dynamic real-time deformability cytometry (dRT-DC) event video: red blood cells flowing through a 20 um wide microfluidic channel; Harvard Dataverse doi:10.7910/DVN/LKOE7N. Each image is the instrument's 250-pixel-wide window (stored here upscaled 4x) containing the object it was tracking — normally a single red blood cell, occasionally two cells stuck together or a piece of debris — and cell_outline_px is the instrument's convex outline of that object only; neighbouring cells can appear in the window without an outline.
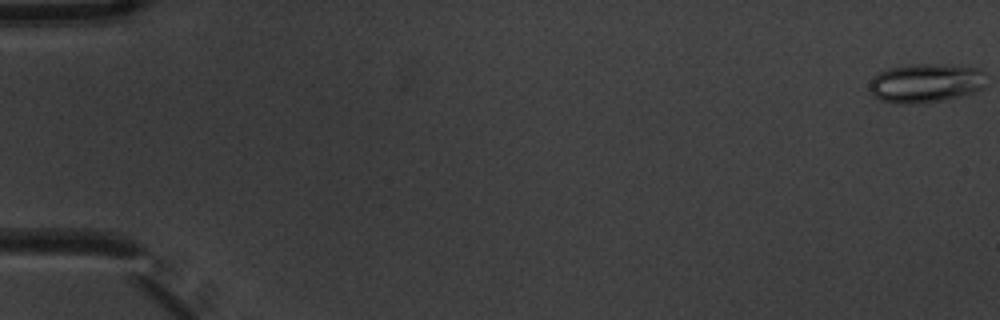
{"species": "common noctule bat (a hibernating species)", "species_latin": "Nyctalus noctula", "temperature_condition": "warm", "stored_images_in_passage": 7, "camera_frame_rate_fps": 3000, "um_per_image_px": 0.085, "animal": {"sex": "male", "body_mass_g": 20.1, "forearm_length_mm": 53.5}, "frame": {"image": 1, "passage_image": 1, "time_ms": 0.0, "image_size_px": [1000, 320], "cell_outline_px": [[984, 88], [976, 92], [944, 100], [912, 104], [900, 104], [880, 100], [868, 88], [868, 84], [880, 72], [888, 68], [908, 64], [932, 64], [980, 68], [984, 72]], "centroid_in_image_um": [78.69, 7.06], "position_along_channel_um": 6.3, "area_um2": 26.53}}
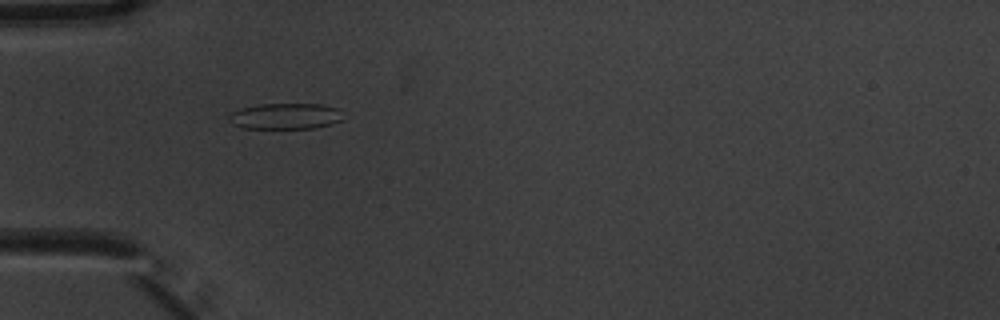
{"frame": {"image": 2, "passage_image": 6, "time_ms": 1.667, "image_size_px": [1000, 320], "cell_outline_px": [[344, 120], [332, 124], [316, 128], [240, 128], [232, 124], [228, 120], [228, 116], [232, 112], [240, 108], [260, 104], [320, 104], [340, 108]], "centroid_in_image_um": [24.28, 9.88], "position_along_channel_um": 60.7, "area_um2": 17.57}}